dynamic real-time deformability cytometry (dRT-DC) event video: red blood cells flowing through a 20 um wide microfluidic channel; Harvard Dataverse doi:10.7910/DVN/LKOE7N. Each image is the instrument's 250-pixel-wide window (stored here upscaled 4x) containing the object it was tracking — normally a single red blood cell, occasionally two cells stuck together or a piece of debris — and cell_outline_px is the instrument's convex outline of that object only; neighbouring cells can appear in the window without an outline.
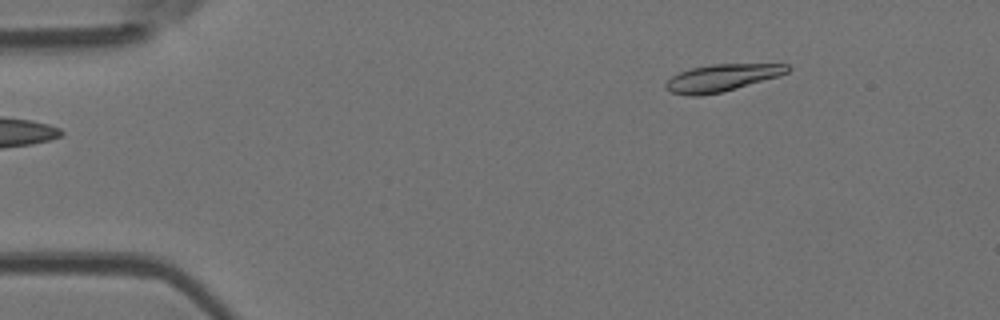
{"species": "Egyptian fruit bat (a non-hibernating species)", "species_latin": "Rousettus aegyptiacus", "temperature_condition": "room temperature", "stored_images_in_passage": 3, "camera_frame_rate_fps": 3000, "um_per_image_px": 0.085, "animal": {"sex": "female"}, "frame": {"image": 1, "passage_image": 3, "time_ms": 2.333, "image_size_px": [1000, 320], "cell_outline_px": [[792, 68], [788, 72], [780, 76], [736, 88], [720, 92], [700, 96], [688, 96], [672, 92], [664, 84], [672, 76], [680, 72], [692, 68], [712, 64], [788, 64]], "centroid_in_image_um": [61.39, 6.61], "position_along_channel_um": 23.6, "area_um2": 19.07}}